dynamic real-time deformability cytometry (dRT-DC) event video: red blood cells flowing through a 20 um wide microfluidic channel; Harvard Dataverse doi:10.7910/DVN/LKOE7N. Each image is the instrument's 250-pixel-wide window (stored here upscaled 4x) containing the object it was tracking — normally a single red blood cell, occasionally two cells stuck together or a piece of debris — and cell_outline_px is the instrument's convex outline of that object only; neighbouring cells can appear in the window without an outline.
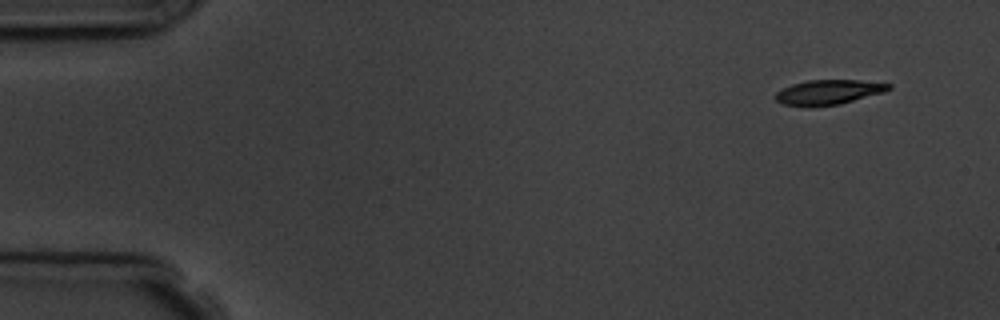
{"species": "common noctule bat (a hibernating species)", "species_latin": "Nyctalus noctula", "temperature_condition": "room temperature", "stored_images_in_passage": 9, "camera_frame_rate_fps": 3000, "um_per_image_px": 0.085, "animal": {"sex": "male", "body_mass_g": 19.5, "forearm_length_mm": 54.6}, "frame": {"image": 1, "passage_image": 1, "time_ms": 0.0, "image_size_px": [1000, 320], "cell_outline_px": [[892, 88], [884, 92], [840, 104], [784, 104], [776, 100], [772, 96], [776, 92], [792, 84], [808, 80], [860, 80], [892, 84]], "centroid_in_image_um": [70.47, 7.79], "position_along_channel_um": 14.5, "area_um2": 15.78}}
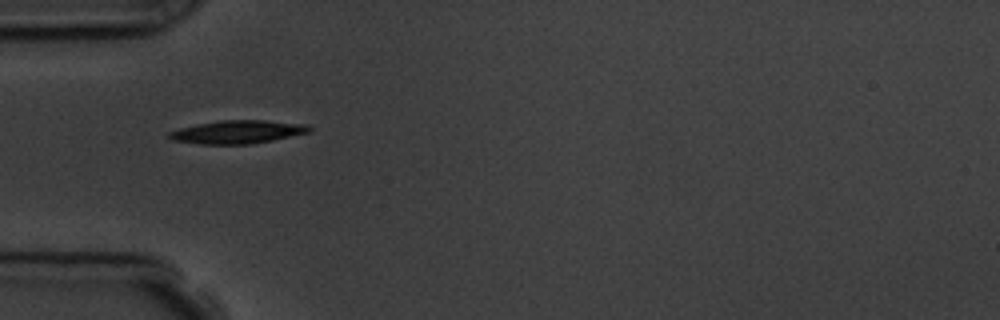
{"frame": {"image": 2, "passage_image": 4, "time_ms": 4.333, "image_size_px": [1000, 320], "cell_outline_px": [[312, 132], [252, 144], [200, 144], [172, 140], [168, 136], [168, 132], [180, 128], [196, 124], [220, 120], [264, 120], [308, 124], [312, 128]], "centroid_in_image_um": [20.23, 11.21], "position_along_channel_um": 64.8, "area_um2": 19.07}}
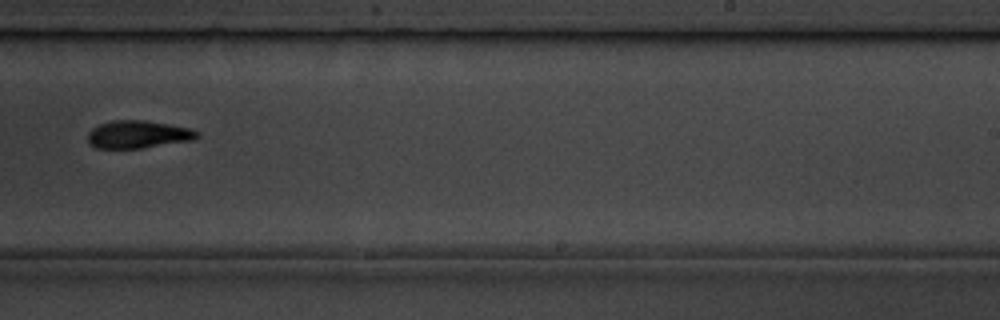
{"frame": {"image": 3, "passage_image": 9, "time_ms": 10.0, "image_size_px": [1000, 320], "cell_outline_px": [[200, 136], [196, 140], [140, 148], [96, 148], [88, 144], [88, 132], [92, 128], [100, 124], [112, 120], [144, 120], [192, 128], [200, 132]], "centroid_in_image_um": [11.77, 11.42], "position_along_channel_um": 277.2, "area_um2": 17.86}}